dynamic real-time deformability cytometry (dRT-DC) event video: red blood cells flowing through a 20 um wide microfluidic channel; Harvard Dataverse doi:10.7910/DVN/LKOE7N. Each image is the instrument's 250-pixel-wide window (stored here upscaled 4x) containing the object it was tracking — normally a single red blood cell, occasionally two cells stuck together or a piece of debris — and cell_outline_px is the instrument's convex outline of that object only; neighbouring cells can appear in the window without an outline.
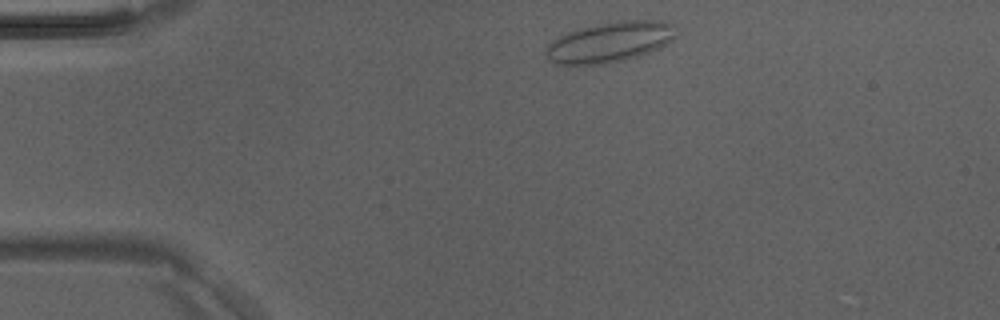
{"species": "Egyptian fruit bat (a non-hibernating species)", "species_latin": "Rousettus aegyptiacus", "temperature_condition": "room temperature", "stored_images_in_passage": 2, "camera_frame_rate_fps": 3000, "um_per_image_px": 0.085, "animal": {"sex": "male"}, "frame": {"image": 1, "passage_image": 1, "time_ms": 0.0, "image_size_px": [1000, 320], "cell_outline_px": [[676, 36], [672, 40], [648, 52], [624, 60], [604, 64], [556, 64], [544, 52], [548, 44], [552, 40], [576, 28], [596, 24], [620, 20], [664, 20], [676, 24]], "centroid_in_image_um": [51.86, 3.54], "position_along_channel_um": 33.1, "area_um2": 30.63}}